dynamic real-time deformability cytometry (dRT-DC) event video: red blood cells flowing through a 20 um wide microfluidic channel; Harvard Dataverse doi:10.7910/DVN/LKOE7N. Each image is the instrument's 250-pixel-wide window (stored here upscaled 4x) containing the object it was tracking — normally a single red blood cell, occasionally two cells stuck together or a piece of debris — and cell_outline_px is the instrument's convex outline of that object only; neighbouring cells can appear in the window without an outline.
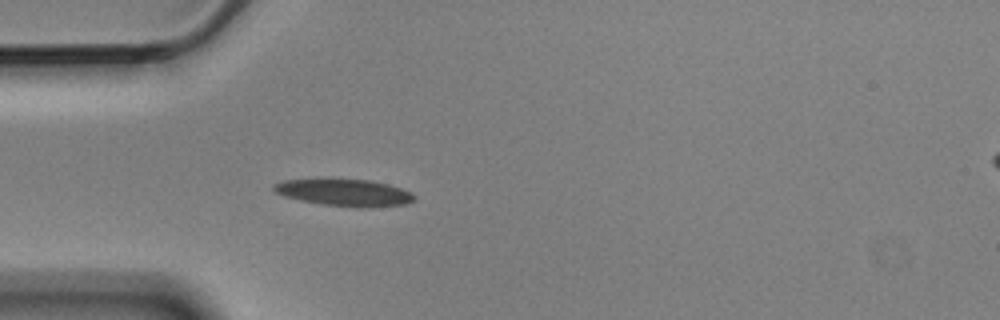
{"species": "Egyptian fruit bat (a non-hibernating species)", "species_latin": "Rousettus aegyptiacus", "temperature_condition": "cold", "stored_images_in_passage": 4, "camera_frame_rate_fps": 3000, "um_per_image_px": 0.085, "animal": {"sex": "male"}, "frame": {"image": 1, "passage_image": 4, "time_ms": 1.0, "image_size_px": [1000, 320], "cell_outline_px": [[416, 196], [412, 200], [404, 204], [356, 208], [320, 204], [300, 200], [284, 196], [276, 192], [272, 188], [272, 184], [284, 180], [368, 180], [388, 184], [412, 192]], "centroid_in_image_um": [29.26, 16.38], "position_along_channel_um": 55.7, "area_um2": 21.68}}